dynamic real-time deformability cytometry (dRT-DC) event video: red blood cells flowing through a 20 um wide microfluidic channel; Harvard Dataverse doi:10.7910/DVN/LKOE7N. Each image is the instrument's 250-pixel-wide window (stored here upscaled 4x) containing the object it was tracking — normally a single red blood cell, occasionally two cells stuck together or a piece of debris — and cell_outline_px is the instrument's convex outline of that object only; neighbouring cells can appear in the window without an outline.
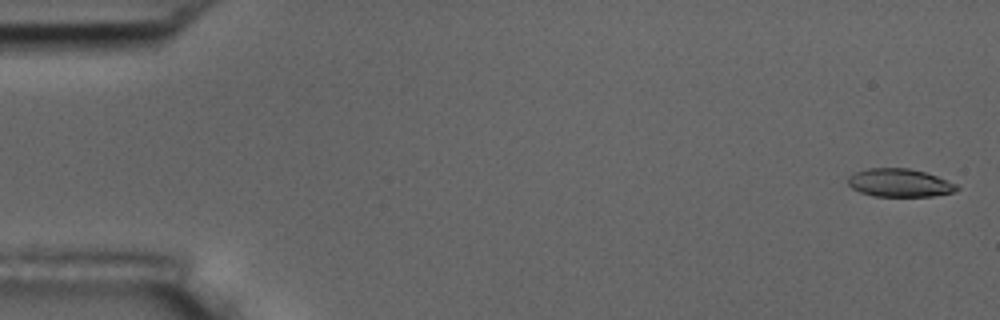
{"species": "common noctule bat (a hibernating species)", "species_latin": "Nyctalus noctula", "temperature_condition": "room temperature", "stored_images_in_passage": 57, "camera_frame_rate_fps": 3000, "um_per_image_px": 0.085, "animal": {"sex": "male", "body_mass_g": 17.5, "forearm_length_mm": 52.3}, "frame": {"image": 1, "passage_image": 2, "time_ms": 0.333, "image_size_px": [1000, 320], "cell_outline_px": [[960, 188], [956, 192], [932, 196], [876, 196], [860, 192], [852, 188], [848, 184], [848, 176], [856, 172], [868, 168], [908, 168], [924, 172], [936, 176], [956, 184]], "centroid_in_image_um": [76.47, 15.54], "position_along_channel_um": 8.5, "area_um2": 17.74}}
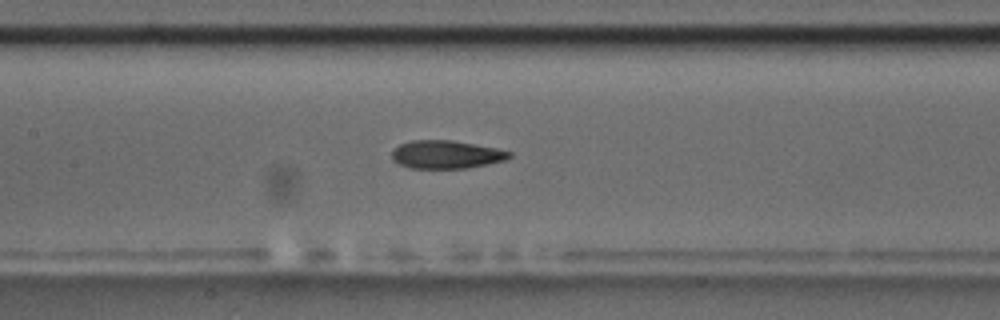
{"frame": {"image": 2, "passage_image": 27, "time_ms": 8.667, "image_size_px": [1000, 320], "cell_outline_px": [[512, 156], [508, 160], [468, 168], [408, 168], [392, 160], [392, 148], [400, 144], [412, 140], [452, 140], [496, 148], [512, 152]], "centroid_in_image_um": [37.93, 13.13], "position_along_channel_um": 169.5, "area_um2": 19.42}}
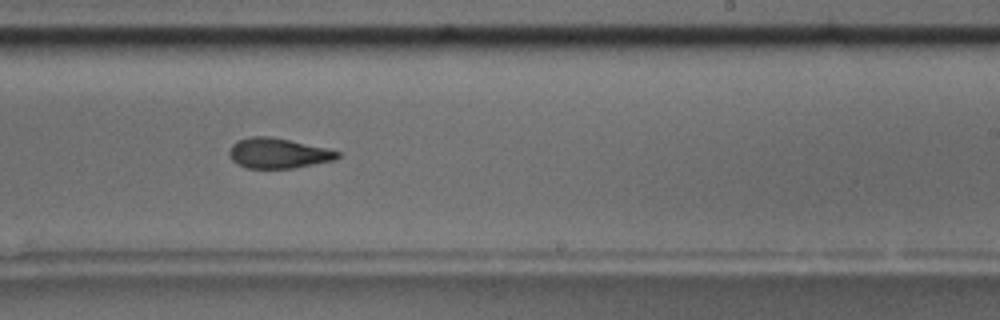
{"frame": {"image": 3, "passage_image": 35, "time_ms": 11.333, "image_size_px": [1000, 320], "cell_outline_px": [[340, 156], [336, 160], [292, 168], [248, 168], [232, 160], [228, 156], [228, 152], [232, 144], [236, 140], [252, 136], [268, 136], [288, 140], [324, 148], [340, 152]], "centroid_in_image_um": [23.61, 13.02], "position_along_channel_um": 265.4, "area_um2": 18.84}, "authors_computed_cell_mechanics": {"area_um2": 19.363, "velocity_mm_per_s": 3.6053, "shape_relaxation_time_tau1_ms": null, "shape_relaxation_time_tau2_ms": 3.2423, "deformation_change_tau1": null, "deformation_change_tau2": 0.1172}}